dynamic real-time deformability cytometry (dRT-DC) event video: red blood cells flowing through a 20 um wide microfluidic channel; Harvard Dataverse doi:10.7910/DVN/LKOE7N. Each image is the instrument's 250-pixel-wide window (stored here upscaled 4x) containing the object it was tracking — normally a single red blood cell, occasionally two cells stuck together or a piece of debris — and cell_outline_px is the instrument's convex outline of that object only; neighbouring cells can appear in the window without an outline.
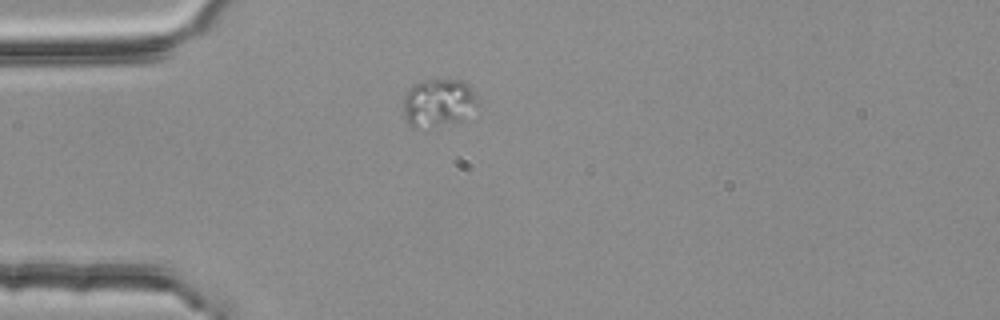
{"species": "common noctule bat (a hibernating species)", "species_latin": "Nyctalus noctula", "temperature_condition": "room temperature", "stored_images_in_passage": 4, "camera_frame_rate_fps": 3000, "um_per_image_px": 0.085, "animal": {"sex": "female", "body_mass_g": 25.1}, "frame": {"image": 1, "passage_image": 4, "time_ms": 1.0, "image_size_px": [1000, 320], "cell_outline_px": [[480, 104], [460, 120], [416, 128], [412, 128], [404, 120], [404, 96], [408, 88], [424, 80], [464, 80], [468, 84]], "centroid_in_image_um": [37.23, 8.71], "position_along_channel_um": 47.8, "area_um2": 20.46}}